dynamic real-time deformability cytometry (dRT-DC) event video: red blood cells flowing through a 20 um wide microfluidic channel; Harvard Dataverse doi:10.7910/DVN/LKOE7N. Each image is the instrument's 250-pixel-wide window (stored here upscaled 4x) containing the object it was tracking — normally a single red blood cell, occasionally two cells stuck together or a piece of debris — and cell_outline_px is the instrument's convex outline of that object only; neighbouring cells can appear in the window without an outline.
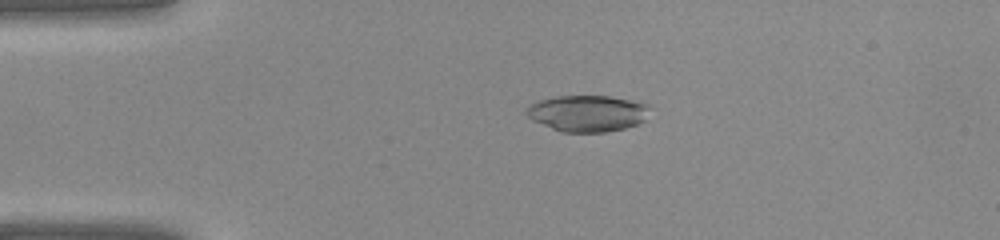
{"species": "common noctule bat (a hibernating species)", "species_latin": "Nyctalus noctula", "temperature_condition": "warm", "stored_images_in_passage": 40, "camera_frame_rate_fps": 3000, "um_per_image_px": 0.085, "animal": {"sex": "female", "body_mass_g": 22.0, "forearm_length_mm": 56.7}, "frame": {"image": 1, "passage_image": 9, "time_ms": 2.667, "image_size_px": [1000, 240], "cell_outline_px": [[648, 108], [644, 120], [636, 124], [624, 128], [604, 132], [560, 132], [532, 120], [524, 112], [528, 104], [540, 100], [556, 96], [608, 96], [648, 104]], "centroid_in_image_um": [49.86, 9.63], "position_along_channel_um": 35.1, "area_um2": 25.95}}
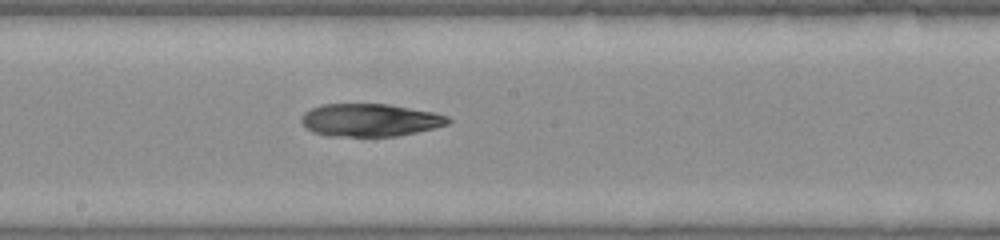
{"frame": {"image": 2, "passage_image": 22, "time_ms": 7.0, "image_size_px": [1000, 240], "cell_outline_px": [[452, 120], [448, 124], [416, 132], [396, 136], [328, 136], [312, 132], [300, 120], [300, 116], [304, 112], [320, 104], [388, 104], [436, 112], [448, 116]], "centroid_in_image_um": [31.45, 10.2], "position_along_channel_um": 216.8, "area_um2": 28.09}}
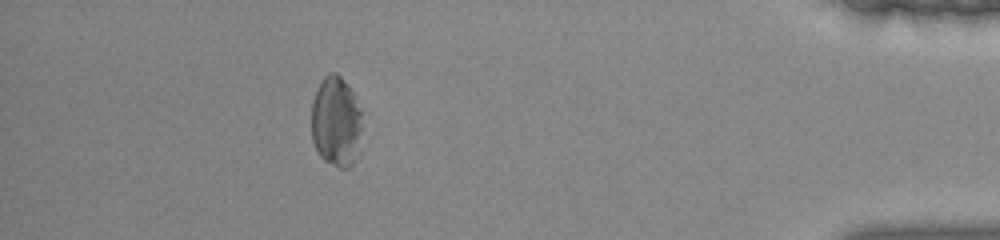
{"frame": {"image": 3, "passage_image": 36, "time_ms": 11.667, "image_size_px": [1000, 240], "cell_outline_px": [[360, 132], [356, 160], [348, 168], [340, 168], [324, 160], [320, 156], [312, 140], [312, 100], [316, 88], [324, 76], [328, 72], [336, 72], [348, 84], [360, 108]], "centroid_in_image_um": [28.54, 10.32], "position_along_channel_um": 406.7, "area_um2": 26.65}}